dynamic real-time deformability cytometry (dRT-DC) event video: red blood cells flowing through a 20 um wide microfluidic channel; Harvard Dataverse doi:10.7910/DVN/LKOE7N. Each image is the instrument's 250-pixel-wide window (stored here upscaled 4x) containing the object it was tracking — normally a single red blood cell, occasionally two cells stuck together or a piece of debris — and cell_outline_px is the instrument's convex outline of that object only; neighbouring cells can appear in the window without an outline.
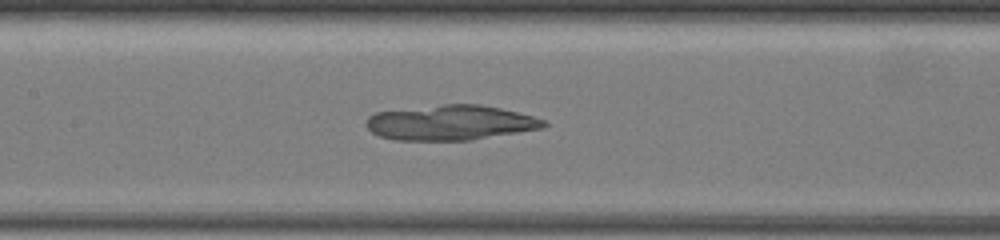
{"species": "common noctule bat (a hibernating species)", "species_latin": "Nyctalus noctula", "temperature_condition": "warm", "stored_images_in_passage": 74, "camera_frame_rate_fps": 3000, "um_per_image_px": 0.085, "animal": {"sex": "female", "body_mass_g": 19.5, "forearm_length_mm": 54.1}, "frame": {"image": 1, "passage_image": 32, "time_ms": 6.667, "image_size_px": [1000, 240], "cell_outline_px": [[548, 124], [540, 128], [472, 140], [396, 140], [380, 136], [372, 132], [364, 124], [368, 116], [376, 112], [444, 104], [480, 104], [500, 108], [532, 116], [544, 120]], "centroid_in_image_um": [38.25, 10.42], "position_along_channel_um": 169.2, "area_um2": 35.95}}
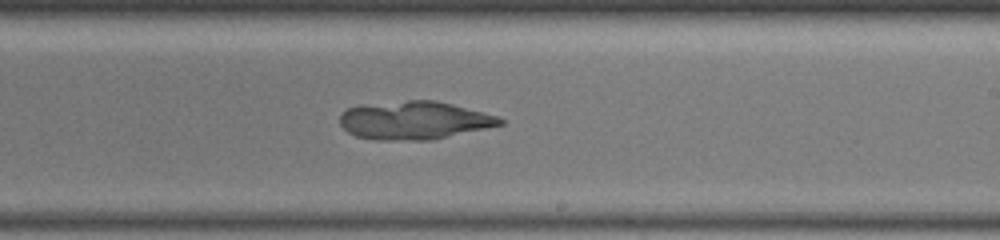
{"frame": {"image": 2, "passage_image": 42, "time_ms": 8.667, "image_size_px": [1000, 240], "cell_outline_px": [[504, 124], [432, 140], [376, 140], [356, 136], [348, 132], [340, 124], [340, 116], [348, 108], [360, 104], [408, 100], [432, 100], [452, 104], [500, 116], [504, 120]], "centroid_in_image_um": [35.21, 10.22], "position_along_channel_um": 253.8, "area_um2": 35.72}}
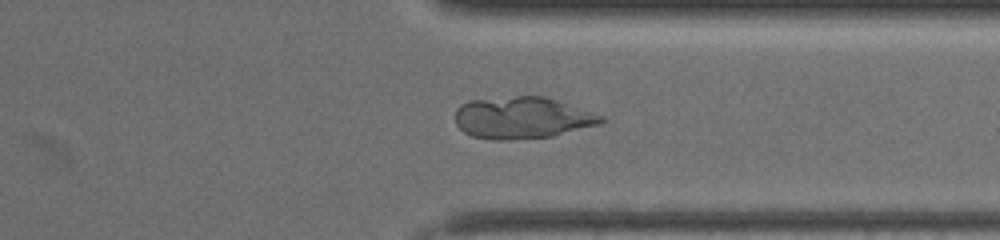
{"frame": {"image": 3, "passage_image": 56, "time_ms": 11.333, "image_size_px": [1000, 240], "cell_outline_px": [[604, 124], [552, 136], [508, 140], [496, 140], [472, 136], [464, 132], [456, 124], [456, 108], [460, 104], [468, 100], [516, 96], [544, 96], [604, 116]], "centroid_in_image_um": [44.39, 10.01], "position_along_channel_um": 367.0, "area_um2": 35.6}}